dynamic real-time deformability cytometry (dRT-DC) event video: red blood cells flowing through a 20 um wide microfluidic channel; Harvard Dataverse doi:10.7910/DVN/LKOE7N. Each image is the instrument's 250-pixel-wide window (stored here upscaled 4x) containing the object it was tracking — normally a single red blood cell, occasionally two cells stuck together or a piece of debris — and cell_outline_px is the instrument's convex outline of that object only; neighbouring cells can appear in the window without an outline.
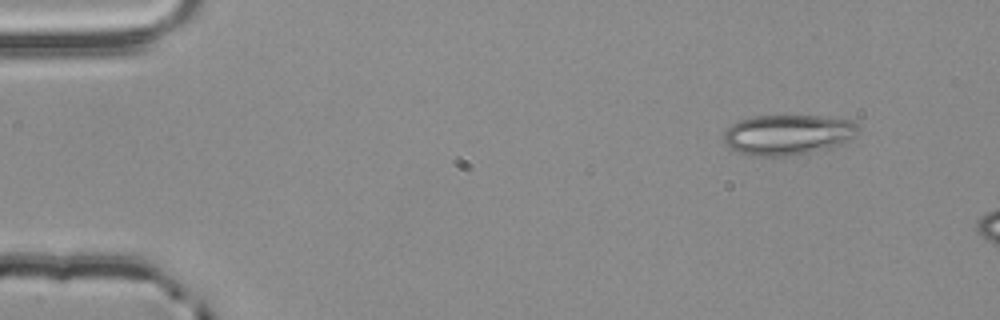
{"species": "common noctule bat (a hibernating species)", "species_latin": "Nyctalus noctula", "temperature_condition": "room temperature", "stored_images_in_passage": 2, "camera_frame_rate_fps": 3000, "um_per_image_px": 0.085, "animal": {"sex": "male", "body_mass_g": 20.4}, "frame": {"image": 1, "passage_image": 1, "time_ms": 0.0, "image_size_px": [1000, 320], "cell_outline_px": [[860, 128], [856, 136], [840, 144], [828, 148], [788, 156], [760, 156], [740, 152], [724, 144], [724, 132], [732, 124], [740, 120], [752, 116], [820, 116], [852, 120]], "centroid_in_image_um": [66.98, 11.44], "position_along_channel_um": 18.0, "area_um2": 31.39}}